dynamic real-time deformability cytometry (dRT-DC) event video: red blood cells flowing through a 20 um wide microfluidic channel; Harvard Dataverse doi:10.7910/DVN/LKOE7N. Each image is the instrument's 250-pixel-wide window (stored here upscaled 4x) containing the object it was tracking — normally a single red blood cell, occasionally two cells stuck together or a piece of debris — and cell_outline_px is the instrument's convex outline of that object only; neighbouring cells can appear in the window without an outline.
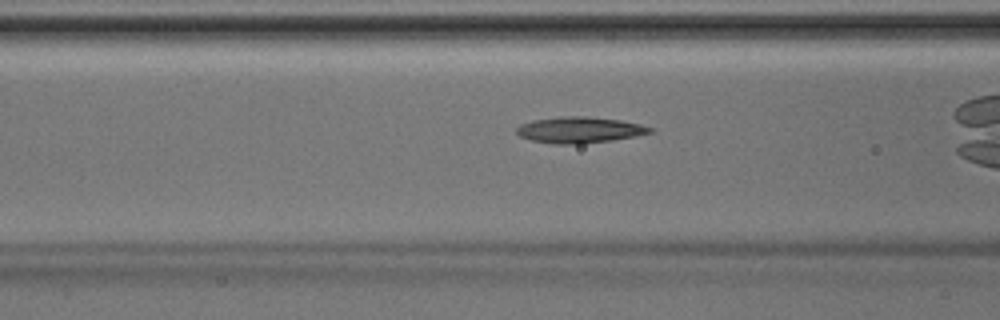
{"species": "Egyptian fruit bat (a non-hibernating species)", "species_latin": "Rousettus aegyptiacus", "temperature_condition": "room temperature", "stored_images_in_passage": 28, "camera_frame_rate_fps": 3000, "um_per_image_px": 0.085, "animal": {"sex": "male"}, "frame": {"image": 1, "passage_image": 9, "time_ms": 2.667, "image_size_px": [1000, 320], "cell_outline_px": [[652, 132], [636, 136], [612, 140], [580, 144], [552, 144], [532, 140], [520, 136], [516, 132], [516, 128], [520, 124], [532, 120], [560, 116], [584, 116], [620, 120], [640, 124], [652, 128]], "centroid_in_image_um": [49.23, 11.04], "position_along_channel_um": 117.4, "area_um2": 20.29}}